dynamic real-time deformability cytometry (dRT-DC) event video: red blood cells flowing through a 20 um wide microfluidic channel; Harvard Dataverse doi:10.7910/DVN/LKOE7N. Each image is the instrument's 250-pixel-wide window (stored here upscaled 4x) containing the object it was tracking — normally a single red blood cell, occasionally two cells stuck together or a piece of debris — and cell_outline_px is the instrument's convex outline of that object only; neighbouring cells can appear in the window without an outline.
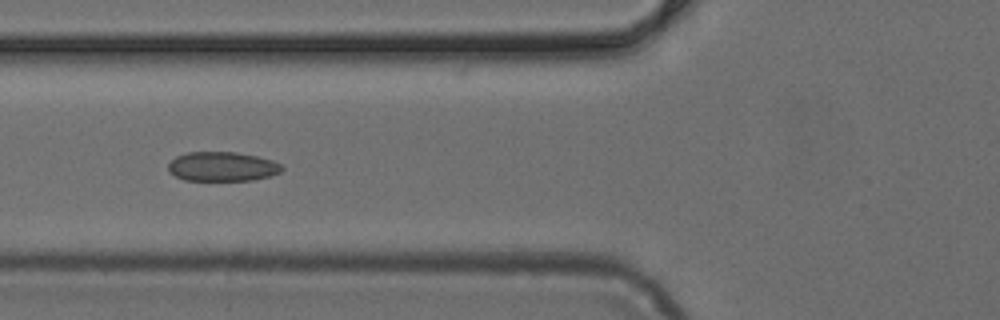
{"species": "common noctule bat (a hibernating species)", "species_latin": "Nyctalus noctula", "temperature_condition": "cold", "stored_images_in_passage": 6, "camera_frame_rate_fps": 3000, "um_per_image_px": 0.085, "animal": {"sex": "female", "body_mass_g": 24.6, "forearm_length_mm": 56.2}, "frame": {"image": 1, "passage_image": 5, "time_ms": 1.333, "image_size_px": [1000, 320], "cell_outline_px": [[284, 168], [280, 172], [268, 176], [252, 180], [184, 180], [176, 176], [168, 168], [168, 164], [176, 156], [188, 152], [236, 152], [256, 156], [272, 160], [280, 164]], "centroid_in_image_um": [18.89, 14.15], "position_along_channel_um": 106.9, "area_um2": 19.25}}